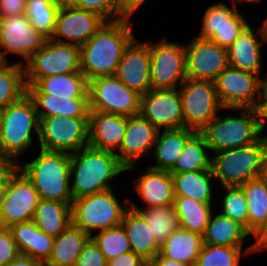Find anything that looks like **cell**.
<instances>
[{
	"label": "cell",
	"instance_id": "6da1fadb",
	"mask_svg": "<svg viewBox=\"0 0 267 266\" xmlns=\"http://www.w3.org/2000/svg\"><path fill=\"white\" fill-rule=\"evenodd\" d=\"M134 38L129 19L106 21L80 47V68L87 81L115 75L125 48Z\"/></svg>",
	"mask_w": 267,
	"mask_h": 266
},
{
	"label": "cell",
	"instance_id": "7a4b0ae2",
	"mask_svg": "<svg viewBox=\"0 0 267 266\" xmlns=\"http://www.w3.org/2000/svg\"><path fill=\"white\" fill-rule=\"evenodd\" d=\"M126 172L115 152L90 145L70 154V189L73 199L112 189L110 181ZM73 182V183H72Z\"/></svg>",
	"mask_w": 267,
	"mask_h": 266
},
{
	"label": "cell",
	"instance_id": "3957f363",
	"mask_svg": "<svg viewBox=\"0 0 267 266\" xmlns=\"http://www.w3.org/2000/svg\"><path fill=\"white\" fill-rule=\"evenodd\" d=\"M33 130L39 136V118L33 100L26 93L2 109L0 160L19 163L22 153L32 147Z\"/></svg>",
	"mask_w": 267,
	"mask_h": 266
},
{
	"label": "cell",
	"instance_id": "277c9868",
	"mask_svg": "<svg viewBox=\"0 0 267 266\" xmlns=\"http://www.w3.org/2000/svg\"><path fill=\"white\" fill-rule=\"evenodd\" d=\"M18 166L33 182L40 199L72 203L70 154L40 149L33 161Z\"/></svg>",
	"mask_w": 267,
	"mask_h": 266
},
{
	"label": "cell",
	"instance_id": "5b68a950",
	"mask_svg": "<svg viewBox=\"0 0 267 266\" xmlns=\"http://www.w3.org/2000/svg\"><path fill=\"white\" fill-rule=\"evenodd\" d=\"M239 110L241 117L217 116L201 131L209 151L235 149L256 142L260 138L261 111L253 108H231Z\"/></svg>",
	"mask_w": 267,
	"mask_h": 266
},
{
	"label": "cell",
	"instance_id": "8992f818",
	"mask_svg": "<svg viewBox=\"0 0 267 266\" xmlns=\"http://www.w3.org/2000/svg\"><path fill=\"white\" fill-rule=\"evenodd\" d=\"M213 155L211 168L222 187L240 186L265 173L266 153L261 138L252 144Z\"/></svg>",
	"mask_w": 267,
	"mask_h": 266
},
{
	"label": "cell",
	"instance_id": "52a82bcc",
	"mask_svg": "<svg viewBox=\"0 0 267 266\" xmlns=\"http://www.w3.org/2000/svg\"><path fill=\"white\" fill-rule=\"evenodd\" d=\"M123 205L115 197L113 188L73 199L70 206L71 224L91 236L96 230L120 225L129 209V205Z\"/></svg>",
	"mask_w": 267,
	"mask_h": 266
},
{
	"label": "cell",
	"instance_id": "ba28073f",
	"mask_svg": "<svg viewBox=\"0 0 267 266\" xmlns=\"http://www.w3.org/2000/svg\"><path fill=\"white\" fill-rule=\"evenodd\" d=\"M23 66L26 86L46 76L81 72L80 47L47 39L45 45L25 61Z\"/></svg>",
	"mask_w": 267,
	"mask_h": 266
},
{
	"label": "cell",
	"instance_id": "9c48e42d",
	"mask_svg": "<svg viewBox=\"0 0 267 266\" xmlns=\"http://www.w3.org/2000/svg\"><path fill=\"white\" fill-rule=\"evenodd\" d=\"M38 138L40 149L74 153L89 145V117L41 118Z\"/></svg>",
	"mask_w": 267,
	"mask_h": 266
},
{
	"label": "cell",
	"instance_id": "30bf717a",
	"mask_svg": "<svg viewBox=\"0 0 267 266\" xmlns=\"http://www.w3.org/2000/svg\"><path fill=\"white\" fill-rule=\"evenodd\" d=\"M88 94L90 111L127 117L140 113L141 95L127 87L115 75L89 80Z\"/></svg>",
	"mask_w": 267,
	"mask_h": 266
},
{
	"label": "cell",
	"instance_id": "8fae6325",
	"mask_svg": "<svg viewBox=\"0 0 267 266\" xmlns=\"http://www.w3.org/2000/svg\"><path fill=\"white\" fill-rule=\"evenodd\" d=\"M184 127L201 132L224 109L219 102L215 84L209 80L186 78L179 86Z\"/></svg>",
	"mask_w": 267,
	"mask_h": 266
},
{
	"label": "cell",
	"instance_id": "7c38bea8",
	"mask_svg": "<svg viewBox=\"0 0 267 266\" xmlns=\"http://www.w3.org/2000/svg\"><path fill=\"white\" fill-rule=\"evenodd\" d=\"M150 78L152 89H174L187 78L186 46L168 42L166 37L150 41Z\"/></svg>",
	"mask_w": 267,
	"mask_h": 266
},
{
	"label": "cell",
	"instance_id": "4fadbf2b",
	"mask_svg": "<svg viewBox=\"0 0 267 266\" xmlns=\"http://www.w3.org/2000/svg\"><path fill=\"white\" fill-rule=\"evenodd\" d=\"M214 84L217 97L224 110H230L231 108L259 110V75L228 65L217 76Z\"/></svg>",
	"mask_w": 267,
	"mask_h": 266
},
{
	"label": "cell",
	"instance_id": "5bb4252c",
	"mask_svg": "<svg viewBox=\"0 0 267 266\" xmlns=\"http://www.w3.org/2000/svg\"><path fill=\"white\" fill-rule=\"evenodd\" d=\"M46 41L47 38L33 27L25 14L0 19V58L3 62H9L8 53L27 61Z\"/></svg>",
	"mask_w": 267,
	"mask_h": 266
},
{
	"label": "cell",
	"instance_id": "9a60e30c",
	"mask_svg": "<svg viewBox=\"0 0 267 266\" xmlns=\"http://www.w3.org/2000/svg\"><path fill=\"white\" fill-rule=\"evenodd\" d=\"M40 201L39 193L33 182L18 168L11 176L0 211V226L12 225L32 220Z\"/></svg>",
	"mask_w": 267,
	"mask_h": 266
},
{
	"label": "cell",
	"instance_id": "2e32d148",
	"mask_svg": "<svg viewBox=\"0 0 267 266\" xmlns=\"http://www.w3.org/2000/svg\"><path fill=\"white\" fill-rule=\"evenodd\" d=\"M106 22L99 14L72 6L63 0L58 11L52 38L58 42L71 43L81 47ZM66 38L61 39V38Z\"/></svg>",
	"mask_w": 267,
	"mask_h": 266
},
{
	"label": "cell",
	"instance_id": "e0dca14e",
	"mask_svg": "<svg viewBox=\"0 0 267 266\" xmlns=\"http://www.w3.org/2000/svg\"><path fill=\"white\" fill-rule=\"evenodd\" d=\"M203 25L199 38L209 39L215 44L228 49L240 34L249 26L242 13L233 5L232 9L225 2L209 6L203 15Z\"/></svg>",
	"mask_w": 267,
	"mask_h": 266
},
{
	"label": "cell",
	"instance_id": "ac0fdd59",
	"mask_svg": "<svg viewBox=\"0 0 267 266\" xmlns=\"http://www.w3.org/2000/svg\"><path fill=\"white\" fill-rule=\"evenodd\" d=\"M151 89L140 98V114L157 130L184 127L179 89Z\"/></svg>",
	"mask_w": 267,
	"mask_h": 266
},
{
	"label": "cell",
	"instance_id": "d6986e66",
	"mask_svg": "<svg viewBox=\"0 0 267 266\" xmlns=\"http://www.w3.org/2000/svg\"><path fill=\"white\" fill-rule=\"evenodd\" d=\"M186 46V75L189 79L215 81L229 65L228 50L196 36Z\"/></svg>",
	"mask_w": 267,
	"mask_h": 266
},
{
	"label": "cell",
	"instance_id": "ffe728a7",
	"mask_svg": "<svg viewBox=\"0 0 267 266\" xmlns=\"http://www.w3.org/2000/svg\"><path fill=\"white\" fill-rule=\"evenodd\" d=\"M150 41L139 42L134 38L125 48L115 76L141 96L150 91Z\"/></svg>",
	"mask_w": 267,
	"mask_h": 266
},
{
	"label": "cell",
	"instance_id": "44dd1931",
	"mask_svg": "<svg viewBox=\"0 0 267 266\" xmlns=\"http://www.w3.org/2000/svg\"><path fill=\"white\" fill-rule=\"evenodd\" d=\"M158 130L140 113L127 117V128L122 144L115 154L126 167V171L136 167L140 157L152 153Z\"/></svg>",
	"mask_w": 267,
	"mask_h": 266
},
{
	"label": "cell",
	"instance_id": "7402d4cb",
	"mask_svg": "<svg viewBox=\"0 0 267 266\" xmlns=\"http://www.w3.org/2000/svg\"><path fill=\"white\" fill-rule=\"evenodd\" d=\"M126 128L127 116L90 111L89 145L104 151H118Z\"/></svg>",
	"mask_w": 267,
	"mask_h": 266
},
{
	"label": "cell",
	"instance_id": "603a6c76",
	"mask_svg": "<svg viewBox=\"0 0 267 266\" xmlns=\"http://www.w3.org/2000/svg\"><path fill=\"white\" fill-rule=\"evenodd\" d=\"M135 179L132 190L137 191L146 203L145 207L164 206L174 203V187L171 173L149 166Z\"/></svg>",
	"mask_w": 267,
	"mask_h": 266
},
{
	"label": "cell",
	"instance_id": "cb8c5ba5",
	"mask_svg": "<svg viewBox=\"0 0 267 266\" xmlns=\"http://www.w3.org/2000/svg\"><path fill=\"white\" fill-rule=\"evenodd\" d=\"M252 29L249 25L227 49L228 62L234 68L260 76L262 73L261 46L263 40L259 29L257 28L256 32ZM259 37L261 38L260 41L258 40Z\"/></svg>",
	"mask_w": 267,
	"mask_h": 266
},
{
	"label": "cell",
	"instance_id": "d4e9b609",
	"mask_svg": "<svg viewBox=\"0 0 267 266\" xmlns=\"http://www.w3.org/2000/svg\"><path fill=\"white\" fill-rule=\"evenodd\" d=\"M26 93H44L59 99L89 98L88 81L82 72L39 78L26 86Z\"/></svg>",
	"mask_w": 267,
	"mask_h": 266
},
{
	"label": "cell",
	"instance_id": "484cf974",
	"mask_svg": "<svg viewBox=\"0 0 267 266\" xmlns=\"http://www.w3.org/2000/svg\"><path fill=\"white\" fill-rule=\"evenodd\" d=\"M20 254L46 262L51 255L54 237L41 231L32 221H25L9 228Z\"/></svg>",
	"mask_w": 267,
	"mask_h": 266
},
{
	"label": "cell",
	"instance_id": "4316f807",
	"mask_svg": "<svg viewBox=\"0 0 267 266\" xmlns=\"http://www.w3.org/2000/svg\"><path fill=\"white\" fill-rule=\"evenodd\" d=\"M194 132L186 127L163 129L162 133L158 130L152 150L156 164L149 167L169 171L181 155L187 139Z\"/></svg>",
	"mask_w": 267,
	"mask_h": 266
},
{
	"label": "cell",
	"instance_id": "83f0119b",
	"mask_svg": "<svg viewBox=\"0 0 267 266\" xmlns=\"http://www.w3.org/2000/svg\"><path fill=\"white\" fill-rule=\"evenodd\" d=\"M124 227L131 250L149 262L158 252L160 245L153 237L144 217L136 210L129 208L121 222Z\"/></svg>",
	"mask_w": 267,
	"mask_h": 266
},
{
	"label": "cell",
	"instance_id": "f1b7e54d",
	"mask_svg": "<svg viewBox=\"0 0 267 266\" xmlns=\"http://www.w3.org/2000/svg\"><path fill=\"white\" fill-rule=\"evenodd\" d=\"M91 236L70 224L57 237H54L52 252L45 266H74L78 255Z\"/></svg>",
	"mask_w": 267,
	"mask_h": 266
},
{
	"label": "cell",
	"instance_id": "f546056e",
	"mask_svg": "<svg viewBox=\"0 0 267 266\" xmlns=\"http://www.w3.org/2000/svg\"><path fill=\"white\" fill-rule=\"evenodd\" d=\"M27 94L35 104L39 119L49 116L89 117V98H72L67 100L44 93Z\"/></svg>",
	"mask_w": 267,
	"mask_h": 266
},
{
	"label": "cell",
	"instance_id": "4dcf8cb0",
	"mask_svg": "<svg viewBox=\"0 0 267 266\" xmlns=\"http://www.w3.org/2000/svg\"><path fill=\"white\" fill-rule=\"evenodd\" d=\"M203 244V235L179 227L160 246V253L164 257L195 266Z\"/></svg>",
	"mask_w": 267,
	"mask_h": 266
},
{
	"label": "cell",
	"instance_id": "1f68e13d",
	"mask_svg": "<svg viewBox=\"0 0 267 266\" xmlns=\"http://www.w3.org/2000/svg\"><path fill=\"white\" fill-rule=\"evenodd\" d=\"M171 176L174 196L192 198L201 203L212 202V180L215 178L212 170L171 173Z\"/></svg>",
	"mask_w": 267,
	"mask_h": 266
},
{
	"label": "cell",
	"instance_id": "d6a6232c",
	"mask_svg": "<svg viewBox=\"0 0 267 266\" xmlns=\"http://www.w3.org/2000/svg\"><path fill=\"white\" fill-rule=\"evenodd\" d=\"M71 203L40 199L32 221L47 235L57 237L71 224Z\"/></svg>",
	"mask_w": 267,
	"mask_h": 266
},
{
	"label": "cell",
	"instance_id": "836d02e7",
	"mask_svg": "<svg viewBox=\"0 0 267 266\" xmlns=\"http://www.w3.org/2000/svg\"><path fill=\"white\" fill-rule=\"evenodd\" d=\"M251 236L246 228L221 213L213 218L211 214L203 235V243L208 245L242 246L244 240Z\"/></svg>",
	"mask_w": 267,
	"mask_h": 266
},
{
	"label": "cell",
	"instance_id": "e575fe53",
	"mask_svg": "<svg viewBox=\"0 0 267 266\" xmlns=\"http://www.w3.org/2000/svg\"><path fill=\"white\" fill-rule=\"evenodd\" d=\"M124 201L127 205L129 204V208L138 211L144 217L153 237L160 246L180 227L173 204L143 207L141 210L129 198Z\"/></svg>",
	"mask_w": 267,
	"mask_h": 266
},
{
	"label": "cell",
	"instance_id": "d590c367",
	"mask_svg": "<svg viewBox=\"0 0 267 266\" xmlns=\"http://www.w3.org/2000/svg\"><path fill=\"white\" fill-rule=\"evenodd\" d=\"M209 147L201 132H194L186 141L181 155L170 173H184L201 170H212V157H208Z\"/></svg>",
	"mask_w": 267,
	"mask_h": 266
},
{
	"label": "cell",
	"instance_id": "8d00e7d4",
	"mask_svg": "<svg viewBox=\"0 0 267 266\" xmlns=\"http://www.w3.org/2000/svg\"><path fill=\"white\" fill-rule=\"evenodd\" d=\"M211 203H201L192 198L174 196L173 207L180 227L204 235L210 216Z\"/></svg>",
	"mask_w": 267,
	"mask_h": 266
},
{
	"label": "cell",
	"instance_id": "74e56055",
	"mask_svg": "<svg viewBox=\"0 0 267 266\" xmlns=\"http://www.w3.org/2000/svg\"><path fill=\"white\" fill-rule=\"evenodd\" d=\"M248 206V232L252 234L267 220V178L252 179L240 185Z\"/></svg>",
	"mask_w": 267,
	"mask_h": 266
},
{
	"label": "cell",
	"instance_id": "f35d334b",
	"mask_svg": "<svg viewBox=\"0 0 267 266\" xmlns=\"http://www.w3.org/2000/svg\"><path fill=\"white\" fill-rule=\"evenodd\" d=\"M23 64L20 61L10 65L3 62L0 65V110L26 94Z\"/></svg>",
	"mask_w": 267,
	"mask_h": 266
},
{
	"label": "cell",
	"instance_id": "ab89813d",
	"mask_svg": "<svg viewBox=\"0 0 267 266\" xmlns=\"http://www.w3.org/2000/svg\"><path fill=\"white\" fill-rule=\"evenodd\" d=\"M62 2L63 0H27L25 15L33 27L47 39L52 38Z\"/></svg>",
	"mask_w": 267,
	"mask_h": 266
},
{
	"label": "cell",
	"instance_id": "60d3db41",
	"mask_svg": "<svg viewBox=\"0 0 267 266\" xmlns=\"http://www.w3.org/2000/svg\"><path fill=\"white\" fill-rule=\"evenodd\" d=\"M91 239L98 246L107 261L132 251L127 233L122 224L101 230L97 235H91Z\"/></svg>",
	"mask_w": 267,
	"mask_h": 266
},
{
	"label": "cell",
	"instance_id": "b9f144b4",
	"mask_svg": "<svg viewBox=\"0 0 267 266\" xmlns=\"http://www.w3.org/2000/svg\"><path fill=\"white\" fill-rule=\"evenodd\" d=\"M242 246L203 244L195 266H240Z\"/></svg>",
	"mask_w": 267,
	"mask_h": 266
},
{
	"label": "cell",
	"instance_id": "7bdbcfd3",
	"mask_svg": "<svg viewBox=\"0 0 267 266\" xmlns=\"http://www.w3.org/2000/svg\"><path fill=\"white\" fill-rule=\"evenodd\" d=\"M227 191L222 200V215L239 222L248 231V206L240 186H223Z\"/></svg>",
	"mask_w": 267,
	"mask_h": 266
},
{
	"label": "cell",
	"instance_id": "ee69618b",
	"mask_svg": "<svg viewBox=\"0 0 267 266\" xmlns=\"http://www.w3.org/2000/svg\"><path fill=\"white\" fill-rule=\"evenodd\" d=\"M72 6L91 11L106 21L118 20V0H66Z\"/></svg>",
	"mask_w": 267,
	"mask_h": 266
},
{
	"label": "cell",
	"instance_id": "f6af8a7d",
	"mask_svg": "<svg viewBox=\"0 0 267 266\" xmlns=\"http://www.w3.org/2000/svg\"><path fill=\"white\" fill-rule=\"evenodd\" d=\"M19 254L11 230L0 226V266L8 265Z\"/></svg>",
	"mask_w": 267,
	"mask_h": 266
},
{
	"label": "cell",
	"instance_id": "bcb514c9",
	"mask_svg": "<svg viewBox=\"0 0 267 266\" xmlns=\"http://www.w3.org/2000/svg\"><path fill=\"white\" fill-rule=\"evenodd\" d=\"M74 266H107V260L90 238L78 255Z\"/></svg>",
	"mask_w": 267,
	"mask_h": 266
},
{
	"label": "cell",
	"instance_id": "7dc6e473",
	"mask_svg": "<svg viewBox=\"0 0 267 266\" xmlns=\"http://www.w3.org/2000/svg\"><path fill=\"white\" fill-rule=\"evenodd\" d=\"M19 168L18 164L1 162L0 163V211L6 197L10 176Z\"/></svg>",
	"mask_w": 267,
	"mask_h": 266
},
{
	"label": "cell",
	"instance_id": "c3c4849f",
	"mask_svg": "<svg viewBox=\"0 0 267 266\" xmlns=\"http://www.w3.org/2000/svg\"><path fill=\"white\" fill-rule=\"evenodd\" d=\"M27 0H0V19L25 14Z\"/></svg>",
	"mask_w": 267,
	"mask_h": 266
},
{
	"label": "cell",
	"instance_id": "681fc988",
	"mask_svg": "<svg viewBox=\"0 0 267 266\" xmlns=\"http://www.w3.org/2000/svg\"><path fill=\"white\" fill-rule=\"evenodd\" d=\"M251 235L255 241L254 243L252 242L249 247H247L244 252L245 255L267 250V220Z\"/></svg>",
	"mask_w": 267,
	"mask_h": 266
},
{
	"label": "cell",
	"instance_id": "f907efd6",
	"mask_svg": "<svg viewBox=\"0 0 267 266\" xmlns=\"http://www.w3.org/2000/svg\"><path fill=\"white\" fill-rule=\"evenodd\" d=\"M107 266H148V262L131 251L107 261Z\"/></svg>",
	"mask_w": 267,
	"mask_h": 266
},
{
	"label": "cell",
	"instance_id": "816d5d0a",
	"mask_svg": "<svg viewBox=\"0 0 267 266\" xmlns=\"http://www.w3.org/2000/svg\"><path fill=\"white\" fill-rule=\"evenodd\" d=\"M146 0H118V19H130Z\"/></svg>",
	"mask_w": 267,
	"mask_h": 266
},
{
	"label": "cell",
	"instance_id": "f5cc1de1",
	"mask_svg": "<svg viewBox=\"0 0 267 266\" xmlns=\"http://www.w3.org/2000/svg\"><path fill=\"white\" fill-rule=\"evenodd\" d=\"M148 266H194L188 263L179 262L171 258L164 257L158 252L149 262Z\"/></svg>",
	"mask_w": 267,
	"mask_h": 266
},
{
	"label": "cell",
	"instance_id": "db71d44e",
	"mask_svg": "<svg viewBox=\"0 0 267 266\" xmlns=\"http://www.w3.org/2000/svg\"><path fill=\"white\" fill-rule=\"evenodd\" d=\"M6 266H45L44 262L30 256L19 254Z\"/></svg>",
	"mask_w": 267,
	"mask_h": 266
},
{
	"label": "cell",
	"instance_id": "11a10c76",
	"mask_svg": "<svg viewBox=\"0 0 267 266\" xmlns=\"http://www.w3.org/2000/svg\"><path fill=\"white\" fill-rule=\"evenodd\" d=\"M262 79L260 76V89H259V110L267 104V73Z\"/></svg>",
	"mask_w": 267,
	"mask_h": 266
},
{
	"label": "cell",
	"instance_id": "9f6ffc18",
	"mask_svg": "<svg viewBox=\"0 0 267 266\" xmlns=\"http://www.w3.org/2000/svg\"><path fill=\"white\" fill-rule=\"evenodd\" d=\"M261 111V124H260V134L266 129L267 125V104L260 110Z\"/></svg>",
	"mask_w": 267,
	"mask_h": 266
},
{
	"label": "cell",
	"instance_id": "6f0895ef",
	"mask_svg": "<svg viewBox=\"0 0 267 266\" xmlns=\"http://www.w3.org/2000/svg\"><path fill=\"white\" fill-rule=\"evenodd\" d=\"M258 29L263 42H267V17L265 18L264 23H262V26H260Z\"/></svg>",
	"mask_w": 267,
	"mask_h": 266
},
{
	"label": "cell",
	"instance_id": "680465c9",
	"mask_svg": "<svg viewBox=\"0 0 267 266\" xmlns=\"http://www.w3.org/2000/svg\"><path fill=\"white\" fill-rule=\"evenodd\" d=\"M260 138L262 140V143H263V146H264V150H265V153L267 155V135L265 134V135L262 136V134H260Z\"/></svg>",
	"mask_w": 267,
	"mask_h": 266
},
{
	"label": "cell",
	"instance_id": "91938a15",
	"mask_svg": "<svg viewBox=\"0 0 267 266\" xmlns=\"http://www.w3.org/2000/svg\"><path fill=\"white\" fill-rule=\"evenodd\" d=\"M232 1H233V4H234V5H236L235 2H237V1H238V2H240V1H241V2H247V3H248V2H249V3H251V2H253V3H254V2H255V3H257V2H261V0H232Z\"/></svg>",
	"mask_w": 267,
	"mask_h": 266
},
{
	"label": "cell",
	"instance_id": "94428289",
	"mask_svg": "<svg viewBox=\"0 0 267 266\" xmlns=\"http://www.w3.org/2000/svg\"><path fill=\"white\" fill-rule=\"evenodd\" d=\"M264 176L267 178V155H266V161H265V173Z\"/></svg>",
	"mask_w": 267,
	"mask_h": 266
},
{
	"label": "cell",
	"instance_id": "6125c7cd",
	"mask_svg": "<svg viewBox=\"0 0 267 266\" xmlns=\"http://www.w3.org/2000/svg\"><path fill=\"white\" fill-rule=\"evenodd\" d=\"M1 114H2V110H0V133H1Z\"/></svg>",
	"mask_w": 267,
	"mask_h": 266
}]
</instances>
